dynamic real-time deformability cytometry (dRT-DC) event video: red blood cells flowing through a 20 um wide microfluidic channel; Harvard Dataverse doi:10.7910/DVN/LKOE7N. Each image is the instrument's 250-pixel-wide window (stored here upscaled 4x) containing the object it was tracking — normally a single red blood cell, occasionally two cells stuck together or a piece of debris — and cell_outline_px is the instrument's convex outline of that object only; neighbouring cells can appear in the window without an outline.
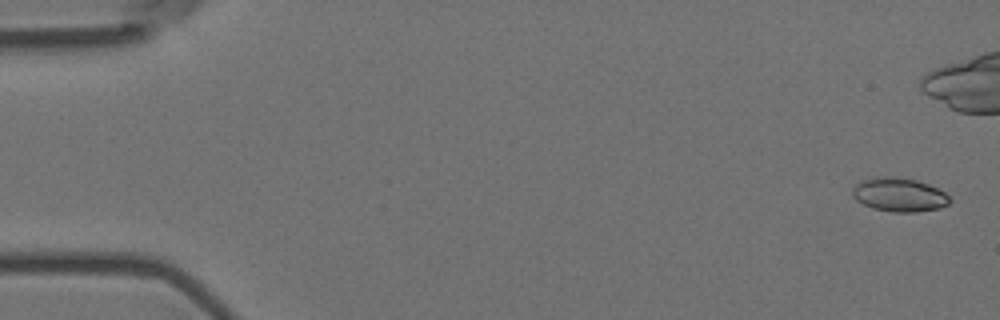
{"species": "Egyptian fruit bat (a non-hibernating species)", "species_latin": "Rousettus aegyptiacus", "temperature_condition": "room temperature", "stored_images_in_passage": 8, "camera_frame_rate_fps": 3000, "um_per_image_px": 0.085, "animal": {"sex": "female"}, "frame": {"image": 1, "passage_image": 1, "time_ms": 0.0, "image_size_px": [1000, 320], "cell_outline_px": [[952, 200], [948, 204], [940, 208], [916, 212], [892, 212], [872, 208], [856, 200], [852, 196], [852, 188], [860, 180], [880, 176], [892, 176], [916, 180], [928, 184], [944, 192]], "centroid_in_image_um": [76.41, 16.55], "position_along_channel_um": 8.6, "area_um2": 19.25}}